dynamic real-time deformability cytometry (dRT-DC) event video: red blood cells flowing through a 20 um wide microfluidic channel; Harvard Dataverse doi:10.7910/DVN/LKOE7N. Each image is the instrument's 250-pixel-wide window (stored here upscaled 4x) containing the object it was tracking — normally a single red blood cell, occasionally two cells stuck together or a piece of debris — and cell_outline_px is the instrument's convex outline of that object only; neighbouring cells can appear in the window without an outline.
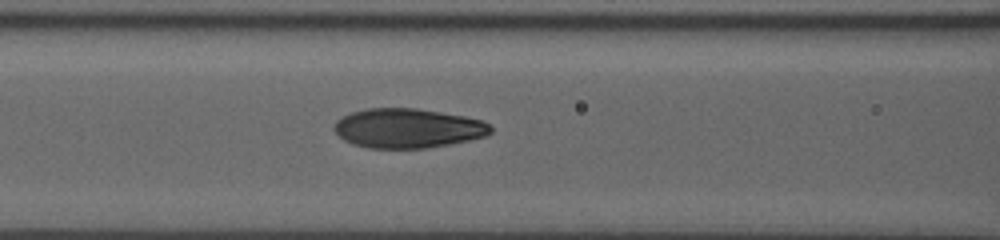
{"species": "human", "species_latin": "Homo sapiens", "temperature_condition": "room temperature", "stored_images_in_passage": 11, "camera_frame_rate_fps": 3000, "um_per_image_px": 0.085, "donor": {"sex": "male"}, "frame": {"image": 1, "passage_image": 10, "time_ms": 8.0, "image_size_px": [1000, 240], "cell_outline_px": [[492, 132], [488, 136], [448, 144], [424, 148], [368, 148], [352, 144], [344, 140], [332, 128], [336, 120], [352, 112], [368, 108], [416, 108], [464, 116], [484, 120], [492, 128]], "centroid_in_image_um": [34.66, 10.9], "position_along_channel_um": 131.9, "area_um2": 36.01}}